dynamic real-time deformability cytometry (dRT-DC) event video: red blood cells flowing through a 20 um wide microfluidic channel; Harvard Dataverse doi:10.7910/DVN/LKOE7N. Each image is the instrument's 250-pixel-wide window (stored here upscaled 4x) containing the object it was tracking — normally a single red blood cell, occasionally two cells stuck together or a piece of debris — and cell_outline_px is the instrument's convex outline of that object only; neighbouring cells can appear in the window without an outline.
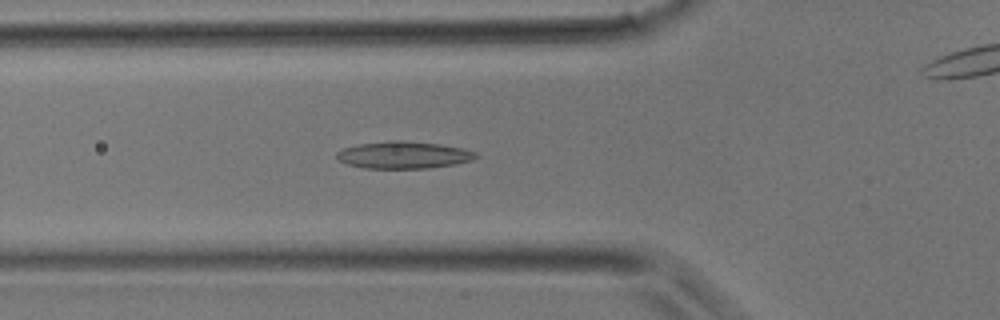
{"species": "common noctule bat (a hibernating species)", "species_latin": "Nyctalus noctula", "temperature_condition": "room temperature", "stored_images_in_passage": 36, "camera_frame_rate_fps": 3000, "um_per_image_px": 0.085, "animal": {"sex": "male", "body_mass_g": 17.9}, "frame": {"image": 1, "passage_image": 10, "time_ms": 3.0, "image_size_px": [1000, 320], "cell_outline_px": [[480, 156], [472, 160], [456, 164], [428, 168], [364, 168], [348, 164], [340, 160], [336, 156], [336, 152], [344, 148], [360, 144], [388, 140], [400, 140], [440, 144], [464, 148], [476, 152]], "centroid_in_image_um": [34.35, 13.17], "position_along_channel_um": 91.4, "area_um2": 22.02}}
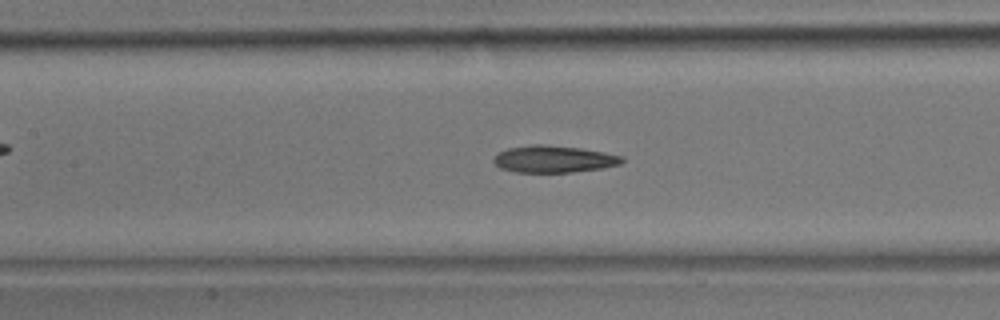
{"frame": {"image": 2, "passage_image": 14, "time_ms": 4.333, "image_size_px": [1000, 320], "cell_outline_px": [[624, 160], [620, 164], [604, 168], [572, 172], [516, 172], [500, 168], [492, 160], [500, 152], [508, 148], [532, 144], [544, 144], [580, 148], [604, 152], [624, 156]], "centroid_in_image_um": [47.1, 13.52], "position_along_channel_um": 160.3, "area_um2": 20.17}}
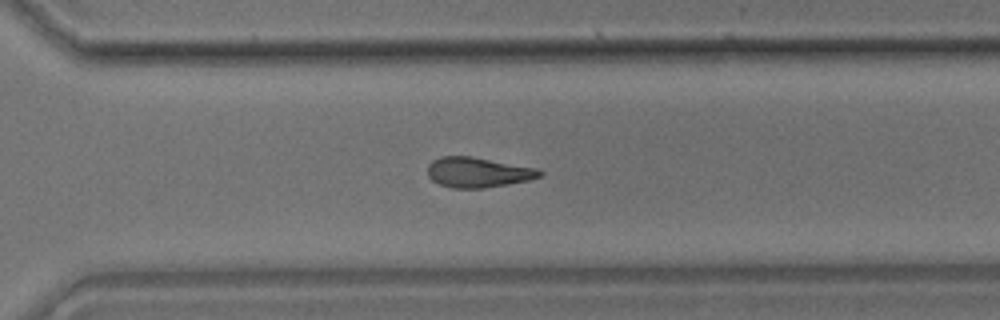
{"frame": {"image": 3, "passage_image": 24, "time_ms": 7.667, "image_size_px": [1000, 320], "cell_outline_px": [[544, 172], [540, 176], [528, 180], [508, 184], [484, 188], [452, 188], [440, 184], [432, 180], [428, 176], [428, 164], [432, 160], [440, 156], [472, 156], [540, 168]], "centroid_in_image_um": [40.64, 14.63], "position_along_channel_um": 330.0, "area_um2": 19.88}}